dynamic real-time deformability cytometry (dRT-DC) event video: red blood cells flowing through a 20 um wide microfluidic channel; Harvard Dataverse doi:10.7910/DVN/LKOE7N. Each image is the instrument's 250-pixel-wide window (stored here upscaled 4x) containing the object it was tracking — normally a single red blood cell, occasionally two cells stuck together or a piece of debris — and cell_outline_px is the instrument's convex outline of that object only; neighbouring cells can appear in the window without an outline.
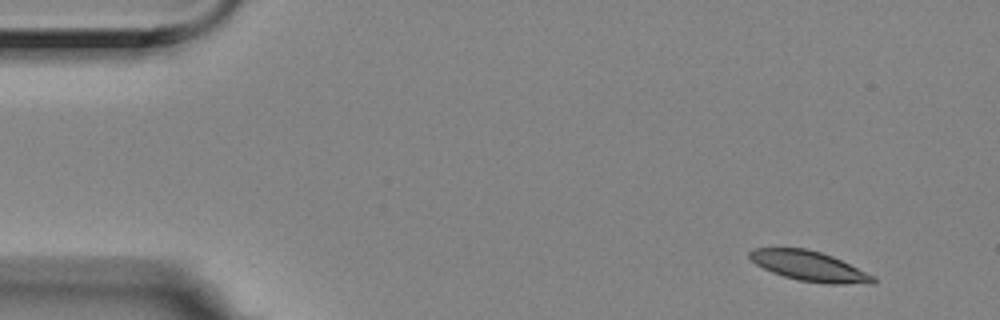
{"species": "Egyptian fruit bat (a non-hibernating species)", "species_latin": "Rousettus aegyptiacus", "temperature_condition": "room temperature", "stored_images_in_passage": 9, "camera_frame_rate_fps": 3000, "um_per_image_px": 0.085, "animal": {"sex": "female"}, "frame": {"image": 1, "passage_image": 1, "time_ms": 0.0, "image_size_px": [1000, 320], "cell_outline_px": [[876, 284], [828, 284], [796, 280], [772, 272], [756, 264], [748, 256], [748, 252], [752, 248], [808, 248], [832, 256], [876, 276]], "centroid_in_image_um": [68.82, 22.63], "position_along_channel_um": 16.2, "area_um2": 21.73}}
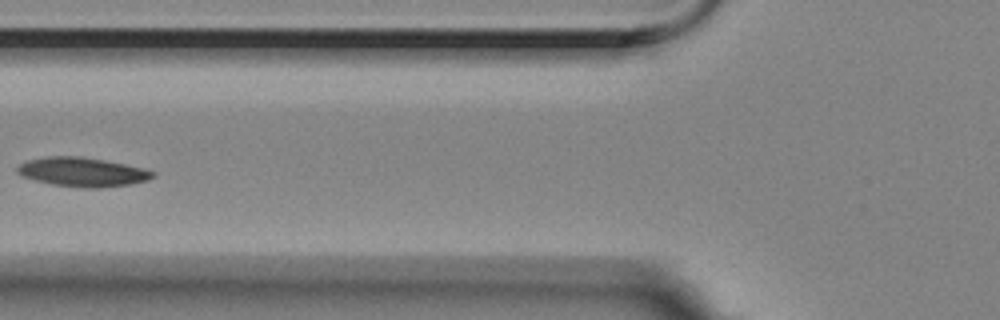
{"frame": {"image": 2, "passage_image": 6, "time_ms": 1.667, "image_size_px": [1000, 320], "cell_outline_px": [[156, 176], [148, 180], [132, 184], [100, 188], [84, 188], [52, 184], [20, 176], [16, 172], [16, 168], [20, 164], [28, 160], [48, 156], [80, 156], [104, 160], [144, 168], [156, 172]], "centroid_in_image_um": [7.02, 14.62], "position_along_channel_um": 118.8, "area_um2": 23.12}}
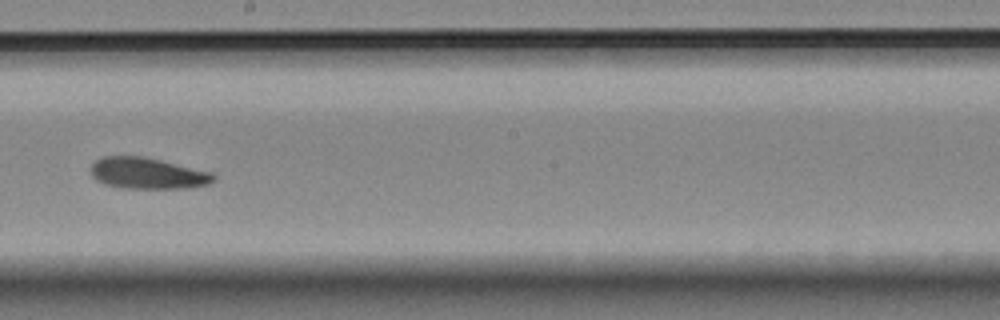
{"frame": {"image": 3, "passage_image": 9, "time_ms": 2.667, "image_size_px": [1000, 320], "cell_outline_px": [[216, 180], [208, 184], [188, 188], [120, 188], [104, 184], [96, 180], [92, 176], [92, 164], [100, 156], [144, 156], [212, 172], [216, 176]], "centroid_in_image_um": [12.55, 14.73], "position_along_channel_um": 235.7, "area_um2": 22.48}}